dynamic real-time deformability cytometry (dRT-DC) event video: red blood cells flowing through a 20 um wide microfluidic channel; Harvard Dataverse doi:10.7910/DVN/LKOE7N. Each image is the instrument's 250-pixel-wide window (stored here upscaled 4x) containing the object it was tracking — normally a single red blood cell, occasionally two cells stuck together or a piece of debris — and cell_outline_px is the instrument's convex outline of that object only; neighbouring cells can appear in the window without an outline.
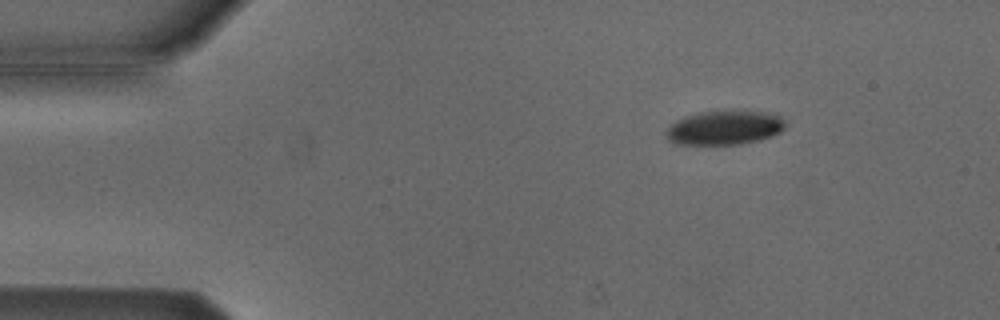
{"species": "Egyptian fruit bat (a non-hibernating species)", "species_latin": "Rousettus aegyptiacus", "temperature_condition": "cold", "stored_images_in_passage": 5, "camera_frame_rate_fps": 3000, "um_per_image_px": 0.085, "animal": {"sex": "male"}, "frame": {"image": 1, "passage_image": 1, "time_ms": 0.0, "image_size_px": [1000, 320], "cell_outline_px": [[784, 128], [780, 132], [772, 136], [756, 140], [736, 144], [676, 144], [668, 140], [664, 136], [664, 132], [676, 120], [684, 116], [696, 112], [764, 112], [780, 116], [784, 120]], "centroid_in_image_um": [61.52, 10.87], "position_along_channel_um": 23.5, "area_um2": 23.35}}